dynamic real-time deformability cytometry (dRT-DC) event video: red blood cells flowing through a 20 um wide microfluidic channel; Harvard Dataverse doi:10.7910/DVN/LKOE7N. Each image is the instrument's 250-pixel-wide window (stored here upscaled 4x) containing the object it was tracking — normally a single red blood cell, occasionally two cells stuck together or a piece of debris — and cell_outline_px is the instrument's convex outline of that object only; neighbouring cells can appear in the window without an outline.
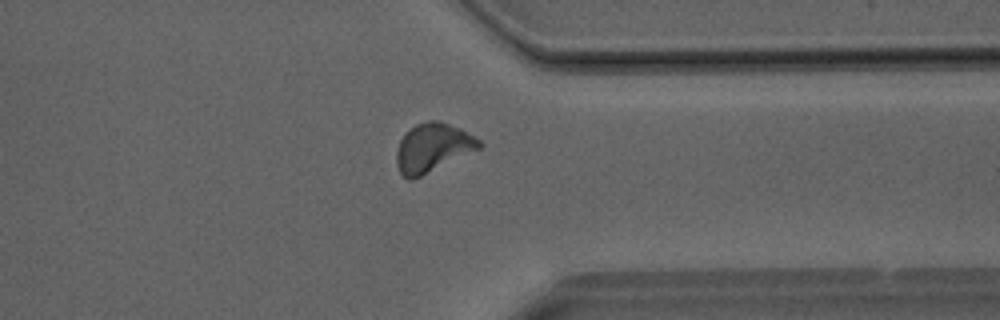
{"species": "Egyptian fruit bat (a non-hibernating species)", "species_latin": "Rousettus aegyptiacus", "temperature_condition": "room temperature", "stored_images_in_passage": 34, "camera_frame_rate_fps": 3000, "um_per_image_px": 0.085, "animal": {"sex": "male"}, "frame": {"image": 1, "passage_image": 25, "time_ms": 8.0, "image_size_px": [1000, 320], "cell_outline_px": [[484, 144], [480, 148], [412, 180], [408, 180], [400, 172], [396, 164], [396, 152], [400, 140], [404, 132], [416, 124], [428, 120], [440, 120], [460, 128], [480, 140]], "centroid_in_image_um": [36.75, 12.53], "position_along_channel_um": 374.6, "area_um2": 23.41}}
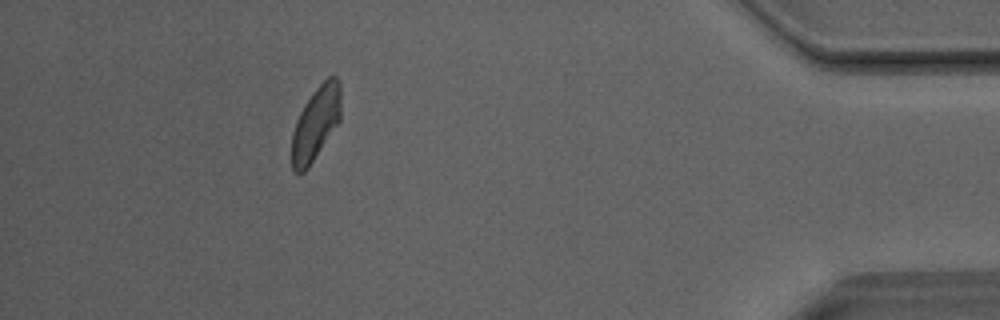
{"frame": {"image": 2, "passage_image": 30, "time_ms": 9.667, "image_size_px": [1000, 320], "cell_outline_px": [[340, 120], [308, 168], [304, 172], [292, 172], [292, 132], [296, 120], [304, 104], [316, 88], [328, 76], [336, 76], [340, 80]], "centroid_in_image_um": [26.83, 10.48], "position_along_channel_um": 408.4, "area_um2": 20.92}}